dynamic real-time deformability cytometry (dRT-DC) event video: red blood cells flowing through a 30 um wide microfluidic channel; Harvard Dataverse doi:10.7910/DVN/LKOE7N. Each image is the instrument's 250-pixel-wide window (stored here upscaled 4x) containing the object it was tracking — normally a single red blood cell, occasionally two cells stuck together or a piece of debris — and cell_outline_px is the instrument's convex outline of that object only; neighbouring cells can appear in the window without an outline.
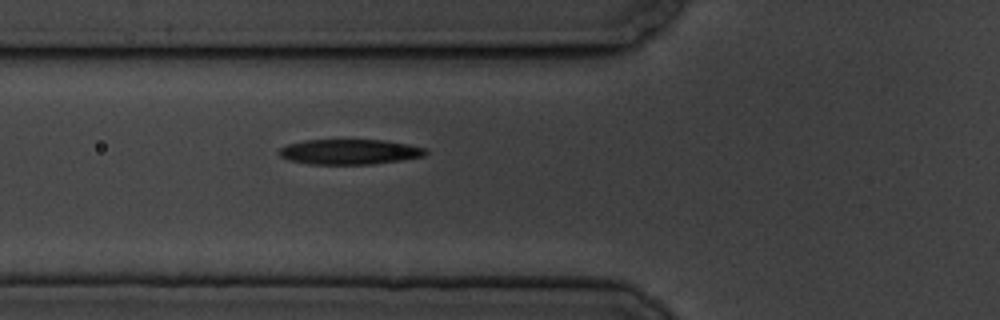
{"species": "common noctule bat (a hibernating species)", "species_latin": "Nyctalus noctula", "temperature_condition": "cold", "stored_images_in_passage": 2, "camera_frame_rate_fps": 3000, "um_per_image_px": 0.085, "animal": {"sex": "male", "body_mass_g": 19.5, "forearm_length_mm": 54.6}, "frame": {"image": 1, "passage_image": 2, "time_ms": 1.0, "image_size_px": [1000, 320], "cell_outline_px": [[428, 152], [424, 156], [400, 160], [372, 164], [308, 164], [288, 160], [280, 156], [276, 152], [280, 148], [288, 144], [304, 140], [384, 140], [408, 144], [428, 148]], "centroid_in_image_um": [29.7, 12.9], "position_along_channel_um": 96.1, "area_um2": 21.62}}